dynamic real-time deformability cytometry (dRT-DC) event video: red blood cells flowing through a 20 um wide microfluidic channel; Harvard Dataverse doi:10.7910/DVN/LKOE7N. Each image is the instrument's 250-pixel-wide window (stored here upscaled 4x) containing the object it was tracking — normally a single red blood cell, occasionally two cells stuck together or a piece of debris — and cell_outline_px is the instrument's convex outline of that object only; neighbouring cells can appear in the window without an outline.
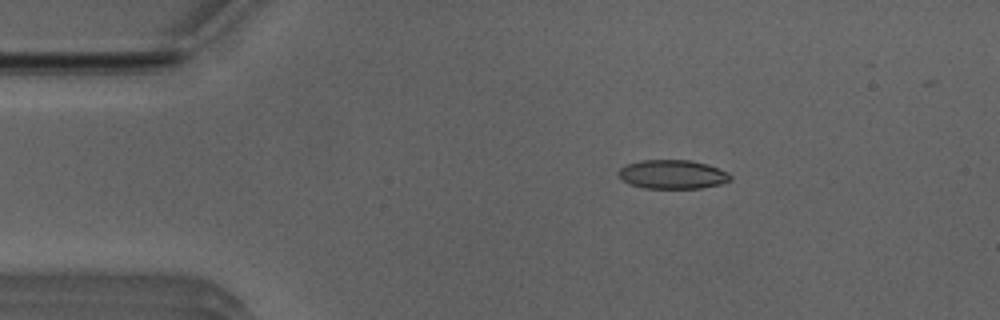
{"species": "Egyptian fruit bat (a non-hibernating species)", "species_latin": "Rousettus aegyptiacus", "temperature_condition": "room temperature", "stored_images_in_passage": 37, "camera_frame_rate_fps": 3000, "um_per_image_px": 0.085, "animal": {"sex": "male"}, "frame": {"image": 1, "passage_image": 1, "time_ms": 0.0, "image_size_px": [1000, 320], "cell_outline_px": [[732, 180], [720, 184], [700, 188], [644, 188], [628, 184], [616, 172], [620, 168], [628, 164], [640, 160], [692, 160], [708, 164], [728, 172], [732, 176]], "centroid_in_image_um": [57.18, 14.82], "position_along_channel_um": 27.8, "area_um2": 18.96}}
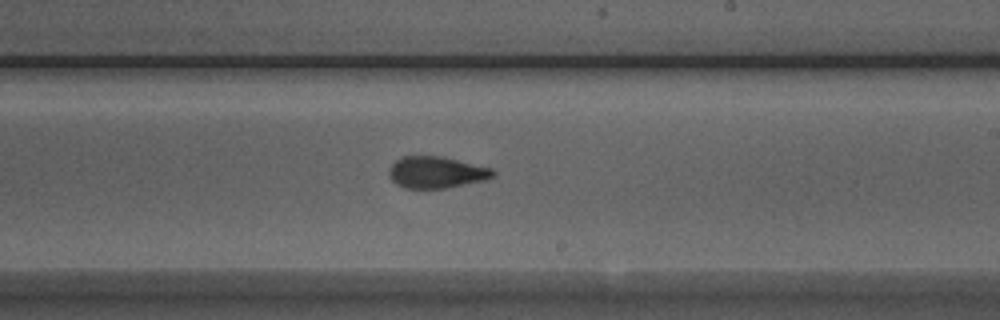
{"frame": {"image": 2, "passage_image": 22, "time_ms": 7.0, "image_size_px": [1000, 320], "cell_outline_px": [[496, 172], [492, 176], [484, 180], [444, 188], [404, 188], [396, 184], [388, 176], [388, 168], [396, 160], [404, 156], [444, 156], [492, 168]], "centroid_in_image_um": [37.06, 14.63], "position_along_channel_um": 251.9, "area_um2": 19.19}}
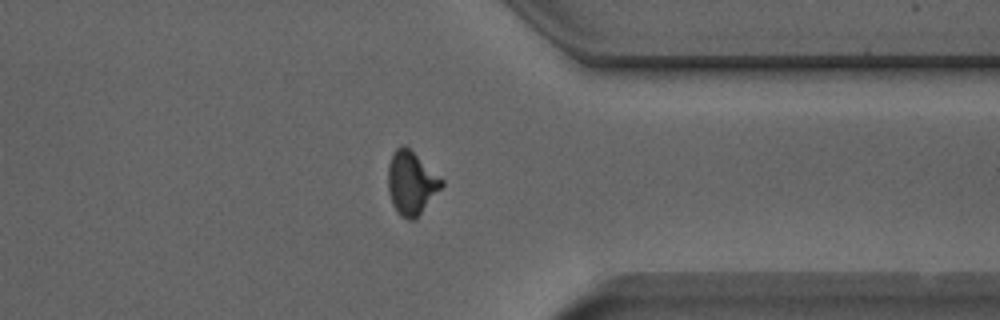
{"frame": {"image": 3, "passage_image": 32, "time_ms": 10.333, "image_size_px": [1000, 320], "cell_outline_px": [[444, 184], [416, 220], [408, 220], [400, 216], [396, 212], [392, 204], [388, 192], [388, 164], [392, 152], [400, 144], [404, 144], [444, 180]], "centroid_in_image_um": [34.94, 15.57], "position_along_channel_um": 376.5, "area_um2": 20.0}, "authors_computed_cell_mechanics": {"area_um2": 19.3052, "velocity_mm_per_s": 3.9588, "shape_relaxation_time_tau1_ms": 9.0376, "shape_relaxation_time_tau2_ms": 1.4918, "deformation_change_tau1": 0.2237, "deformation_change_tau2": 0.0806}}